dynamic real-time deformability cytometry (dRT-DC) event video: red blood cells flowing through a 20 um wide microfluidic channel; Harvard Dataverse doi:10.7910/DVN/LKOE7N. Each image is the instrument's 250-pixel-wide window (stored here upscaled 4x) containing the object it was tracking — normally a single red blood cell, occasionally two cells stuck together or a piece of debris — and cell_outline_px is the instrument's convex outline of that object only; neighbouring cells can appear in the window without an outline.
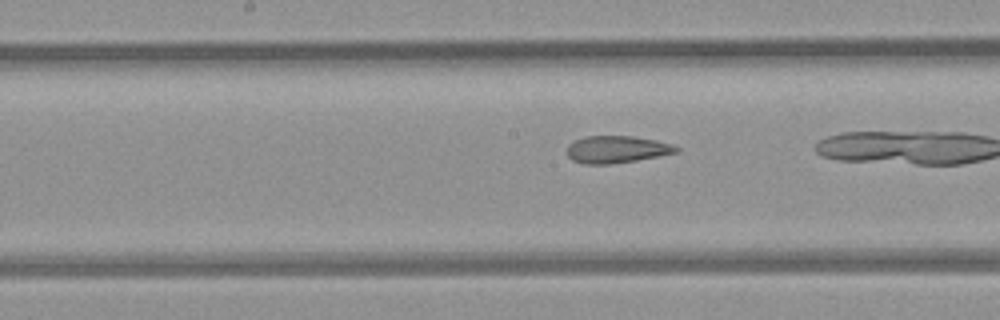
{"species": "common noctule bat (a hibernating species)", "species_latin": "Nyctalus noctula", "temperature_condition": "room temperature", "stored_images_in_passage": 25, "camera_frame_rate_fps": 3000, "um_per_image_px": 0.085, "animal": {"sex": "female", "body_mass_g": 21.9}, "frame": {"image": 1, "passage_image": 22, "time_ms": 7.0, "image_size_px": [1000, 320], "cell_outline_px": [[680, 152], [636, 160], [608, 164], [584, 164], [572, 160], [568, 156], [568, 144], [584, 136], [632, 136], [656, 140], [672, 144], [680, 148]], "centroid_in_image_um": [52.44, 12.69], "position_along_channel_um": 195.8, "area_um2": 17.28}}